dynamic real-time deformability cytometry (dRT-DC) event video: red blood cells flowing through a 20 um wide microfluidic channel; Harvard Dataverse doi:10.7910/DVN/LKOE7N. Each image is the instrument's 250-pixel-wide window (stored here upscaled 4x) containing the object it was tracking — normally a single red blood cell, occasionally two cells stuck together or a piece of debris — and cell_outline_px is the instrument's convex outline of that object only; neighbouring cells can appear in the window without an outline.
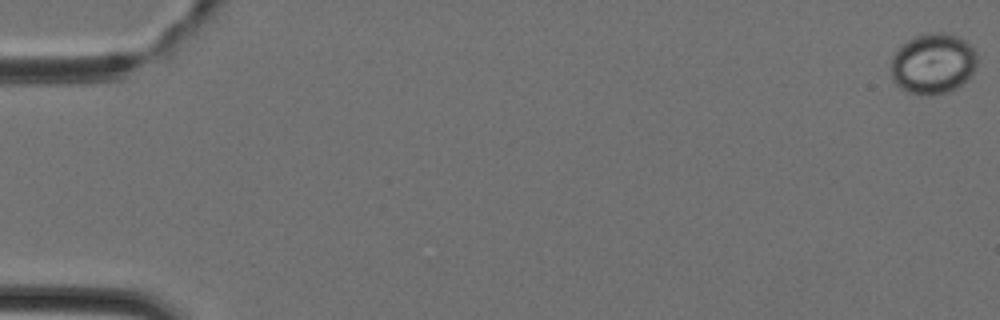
{"species": "Egyptian fruit bat (a non-hibernating species)", "species_latin": "Rousettus aegyptiacus", "temperature_condition": "cold", "stored_images_in_passage": 13, "camera_frame_rate_fps": 3000, "um_per_image_px": 0.085, "animal": {"sex": "female"}, "frame": {"image": 1, "passage_image": 1, "time_ms": 0.0, "image_size_px": [1000, 320], "cell_outline_px": [[976, 68], [956, 88], [948, 92], [932, 96], [928, 96], [908, 92], [900, 88], [892, 80], [892, 56], [896, 48], [908, 40], [924, 32], [944, 32], [956, 36], [972, 44], [976, 52]], "centroid_in_image_um": [79.29, 5.39], "position_along_channel_um": 5.7, "area_um2": 30.69}}